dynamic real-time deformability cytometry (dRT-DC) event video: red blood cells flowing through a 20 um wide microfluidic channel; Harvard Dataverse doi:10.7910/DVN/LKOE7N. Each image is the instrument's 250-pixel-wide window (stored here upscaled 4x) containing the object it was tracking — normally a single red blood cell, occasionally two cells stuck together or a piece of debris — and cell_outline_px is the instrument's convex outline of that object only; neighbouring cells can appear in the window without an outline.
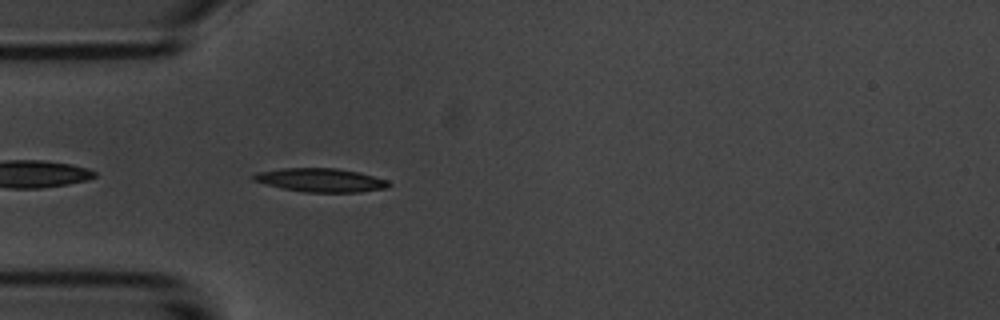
{"species": "common noctule bat (a hibernating species)", "species_latin": "Nyctalus noctula", "temperature_condition": "room temperature", "stored_images_in_passage": 4, "camera_frame_rate_fps": 3000, "um_per_image_px": 0.085, "animal": {"sex": "male", "body_mass_g": 20.1, "forearm_length_mm": 53.5}, "frame": {"image": 1, "passage_image": 4, "time_ms": 4.333, "image_size_px": [1000, 320], "cell_outline_px": [[392, 184], [388, 188], [360, 192], [304, 192], [284, 188], [252, 180], [252, 176], [256, 172], [280, 168], [336, 168], [360, 172], [388, 180]], "centroid_in_image_um": [27.3, 15.3], "position_along_channel_um": 57.7, "area_um2": 18.67}}